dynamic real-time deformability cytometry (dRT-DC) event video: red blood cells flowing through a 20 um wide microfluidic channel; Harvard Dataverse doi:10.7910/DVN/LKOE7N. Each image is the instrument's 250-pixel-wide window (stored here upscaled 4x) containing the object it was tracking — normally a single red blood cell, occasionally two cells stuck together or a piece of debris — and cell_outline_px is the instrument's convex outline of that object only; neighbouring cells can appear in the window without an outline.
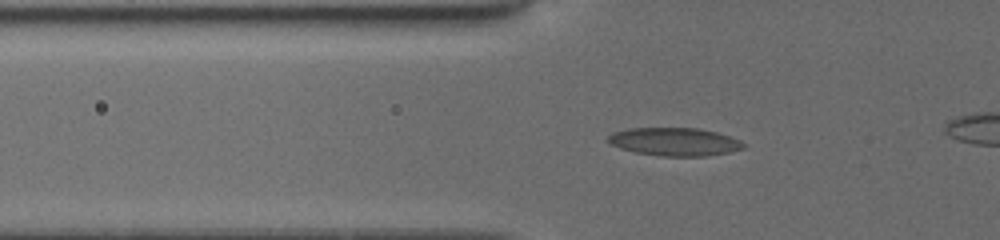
{"species": "common noctule bat (a hibernating species)", "species_latin": "Nyctalus noctula", "temperature_condition": "cold", "stored_images_in_passage": 37, "camera_frame_rate_fps": 3000, "um_per_image_px": 0.085, "animal": {"sex": "female", "body_mass_g": 19.5, "forearm_length_mm": 54.1}, "frame": {"image": 1, "passage_image": 8, "time_ms": 2.333, "image_size_px": [1000, 240], "cell_outline_px": [[744, 148], [728, 152], [704, 156], [664, 156], [636, 152], [620, 148], [604, 140], [612, 132], [628, 128], [696, 128], [716, 132], [740, 140], [744, 144]], "centroid_in_image_um": [57.29, 12.04], "position_along_channel_um": 68.5, "area_um2": 22.02}}
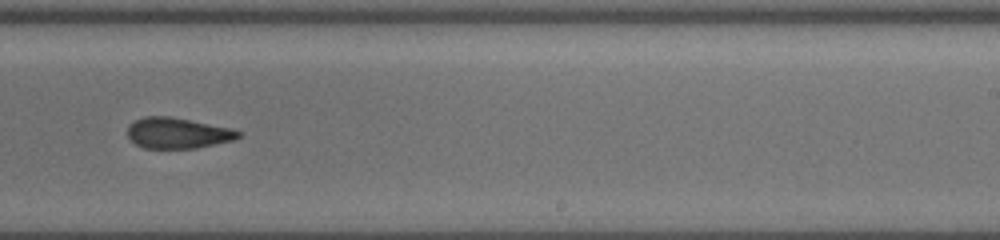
{"frame": {"image": 2, "passage_image": 24, "time_ms": 7.667, "image_size_px": [1000, 240], "cell_outline_px": [[240, 136], [232, 140], [196, 148], [144, 148], [136, 144], [128, 136], [128, 124], [144, 116], [168, 116], [232, 128], [240, 132]], "centroid_in_image_um": [15.07, 11.3], "position_along_channel_um": 273.9, "area_um2": 19.65}}
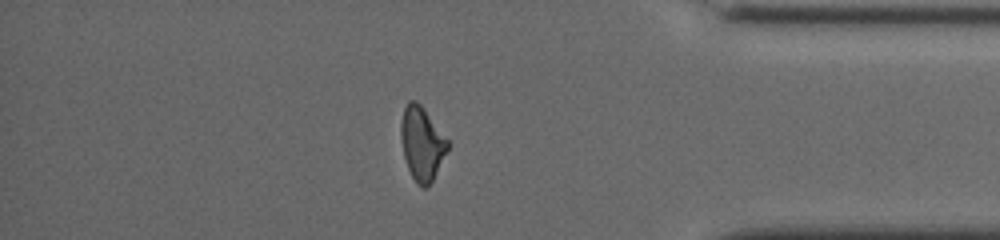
{"frame": {"image": 3, "passage_image": 35, "time_ms": 11.333, "image_size_px": [1000, 240], "cell_outline_px": [[448, 148], [432, 180], [424, 188], [420, 188], [416, 184], [408, 168], [404, 156], [400, 140], [400, 124], [404, 108], [408, 100], [416, 100], [420, 104], [448, 140]], "centroid_in_image_um": [35.82, 12.19], "position_along_channel_um": 399.4, "area_um2": 19.77}}